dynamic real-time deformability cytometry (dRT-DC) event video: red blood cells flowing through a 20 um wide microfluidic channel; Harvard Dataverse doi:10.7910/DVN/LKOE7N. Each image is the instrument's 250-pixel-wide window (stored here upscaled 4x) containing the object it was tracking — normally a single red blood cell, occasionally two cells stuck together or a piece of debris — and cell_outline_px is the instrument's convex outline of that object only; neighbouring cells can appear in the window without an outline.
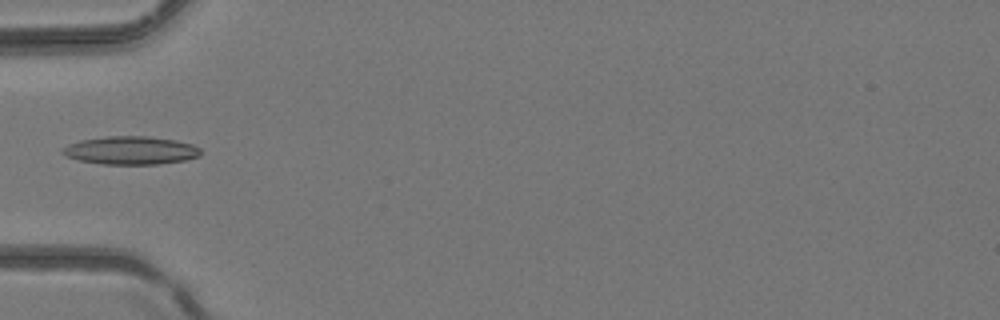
{"species": "common noctule bat (a hibernating species)", "species_latin": "Nyctalus noctula", "temperature_condition": "room temperature", "stored_images_in_passage": 3, "camera_frame_rate_fps": 3000, "um_per_image_px": 0.085, "animal": {"sex": "female", "body_mass_g": 24.6, "forearm_length_mm": 56.2}, "frame": {"image": 1, "passage_image": 3, "time_ms": 0.667, "image_size_px": [1000, 320], "cell_outline_px": [[200, 156], [184, 160], [156, 164], [104, 164], [80, 160], [68, 156], [60, 152], [60, 148], [68, 144], [80, 140], [108, 136], [148, 136], [176, 140], [192, 144], [200, 148]], "centroid_in_image_um": [11.1, 12.77], "position_along_channel_um": 73.9, "area_um2": 22.6}}